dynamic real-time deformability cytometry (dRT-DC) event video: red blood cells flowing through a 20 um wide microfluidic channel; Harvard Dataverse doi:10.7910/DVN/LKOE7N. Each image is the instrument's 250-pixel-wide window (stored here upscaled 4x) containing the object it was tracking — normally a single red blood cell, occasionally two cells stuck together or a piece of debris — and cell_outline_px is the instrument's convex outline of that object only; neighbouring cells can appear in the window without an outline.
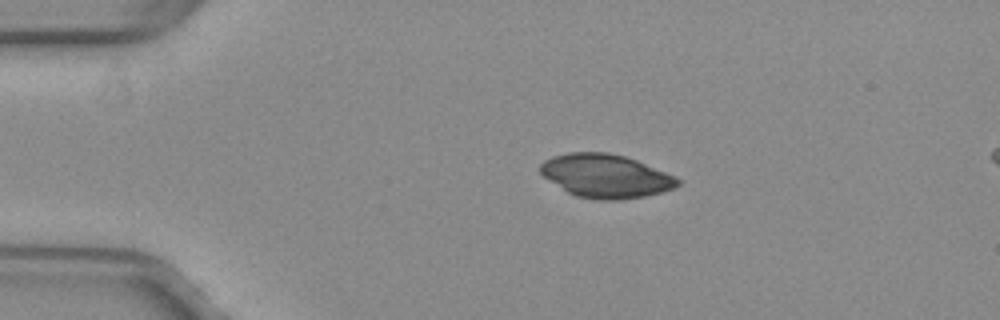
{"species": "common noctule bat (a hibernating species)", "species_latin": "Nyctalus noctula", "temperature_condition": "warm", "stored_images_in_passage": 16, "camera_frame_rate_fps": 3000, "um_per_image_px": 0.085, "animal": {"sex": "female", "body_mass_g": 29.2, "forearm_length_mm": 56.3}, "frame": {"image": 1, "passage_image": 10, "time_ms": 3.0, "image_size_px": [1000, 320], "cell_outline_px": [[680, 184], [672, 188], [660, 192], [644, 196], [620, 200], [596, 200], [576, 196], [568, 192], [544, 176], [540, 172], [540, 164], [544, 160], [552, 156], [568, 152], [608, 152], [624, 156], [636, 160], [676, 176], [680, 180]], "centroid_in_image_um": [51.48, 14.95], "position_along_channel_um": 33.5, "area_um2": 34.68}}